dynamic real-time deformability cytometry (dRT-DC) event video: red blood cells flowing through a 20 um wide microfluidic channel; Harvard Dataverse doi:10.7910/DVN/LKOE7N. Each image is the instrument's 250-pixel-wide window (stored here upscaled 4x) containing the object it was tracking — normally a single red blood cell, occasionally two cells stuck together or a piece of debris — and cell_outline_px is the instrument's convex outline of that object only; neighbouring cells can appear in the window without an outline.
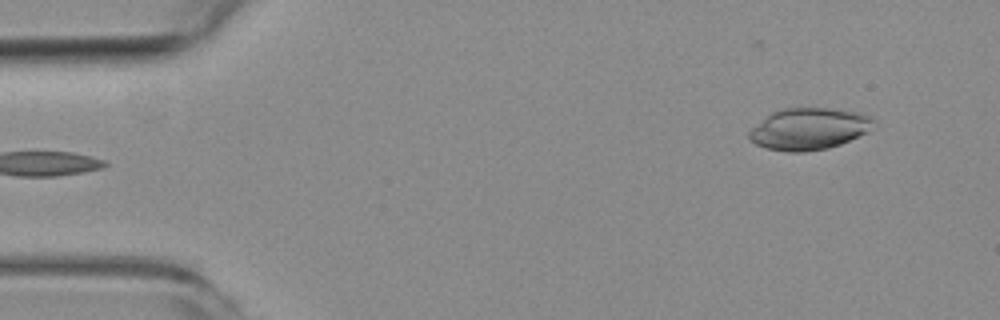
{"species": "common noctule bat (a hibernating species)", "species_latin": "Nyctalus noctula", "temperature_condition": "room temperature", "stored_images_in_passage": 4, "segment_of_instrument_passage": [2, 2], "camera_frame_rate_fps": 3000, "um_per_image_px": 0.085, "animal": {"sex": "female", "body_mass_g": 19.3, "forearm_length_mm": 54.1}, "frame": {"image": 1, "passage_image": 4, "time_ms": 3.667, "image_size_px": [1000, 320], "cell_outline_px": [[876, 128], [868, 132], [840, 144], [828, 148], [804, 152], [788, 152], [764, 148], [748, 140], [748, 132], [752, 128], [772, 112], [784, 108], [828, 108], [856, 112], [872, 116], [876, 120]], "centroid_in_image_um": [68.79, 10.96], "position_along_channel_um": 16.2, "area_um2": 30.52}}